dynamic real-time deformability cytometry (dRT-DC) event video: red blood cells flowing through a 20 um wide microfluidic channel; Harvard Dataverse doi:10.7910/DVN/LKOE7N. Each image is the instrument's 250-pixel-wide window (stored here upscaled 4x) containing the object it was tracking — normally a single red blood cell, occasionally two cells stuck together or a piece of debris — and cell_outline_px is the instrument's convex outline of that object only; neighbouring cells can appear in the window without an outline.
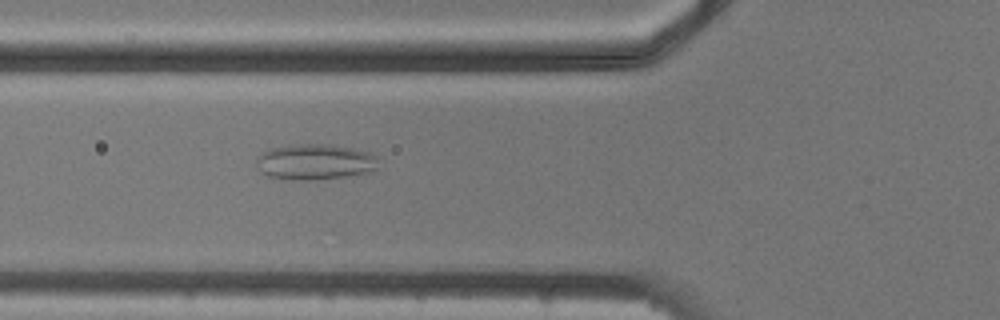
{"species": "common noctule bat (a hibernating species)", "species_latin": "Nyctalus noctula", "temperature_condition": "cold", "stored_images_in_passage": 5, "camera_frame_rate_fps": 3000, "um_per_image_px": 0.085, "animal": {"sex": "male", "body_mass_g": 20.5, "forearm_length_mm": 52.5}, "frame": {"image": 1, "passage_image": 5, "time_ms": 5.333, "image_size_px": [1000, 320], "cell_outline_px": [[380, 168], [368, 172], [348, 176], [312, 180], [292, 180], [268, 176], [260, 172], [256, 164], [256, 160], [260, 152], [268, 148], [300, 144], [332, 144], [352, 148], [368, 152], [376, 156]], "centroid_in_image_um": [26.76, 13.76], "position_along_channel_um": 99.0, "area_um2": 25.72}}